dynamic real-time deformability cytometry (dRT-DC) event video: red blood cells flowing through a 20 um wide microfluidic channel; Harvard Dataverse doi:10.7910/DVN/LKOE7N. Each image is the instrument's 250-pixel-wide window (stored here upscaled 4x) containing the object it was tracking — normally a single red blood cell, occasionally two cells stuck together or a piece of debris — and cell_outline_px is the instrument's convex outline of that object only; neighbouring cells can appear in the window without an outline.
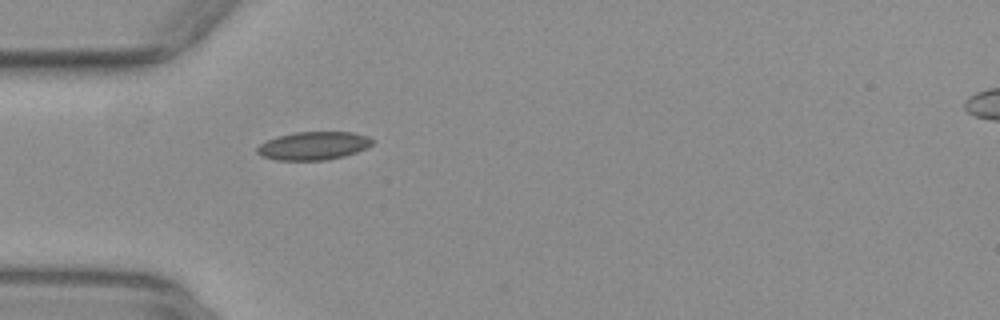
{"species": "common noctule bat (a hibernating species)", "species_latin": "Nyctalus noctula", "temperature_condition": "warm", "stored_images_in_passage": 31, "camera_frame_rate_fps": 3000, "um_per_image_px": 0.085, "animal": {"sex": "female", "body_mass_g": 29.2, "forearm_length_mm": 56.3}, "frame": {"image": 1, "passage_image": 1, "time_ms": 0.0, "image_size_px": [1000, 320], "cell_outline_px": [[376, 140], [368, 148], [344, 156], [324, 160], [276, 160], [260, 156], [256, 152], [256, 148], [260, 144], [276, 136], [296, 132], [352, 132], [368, 136]], "centroid_in_image_um": [26.65, 12.39], "position_along_channel_um": 58.3, "area_um2": 19.07}}
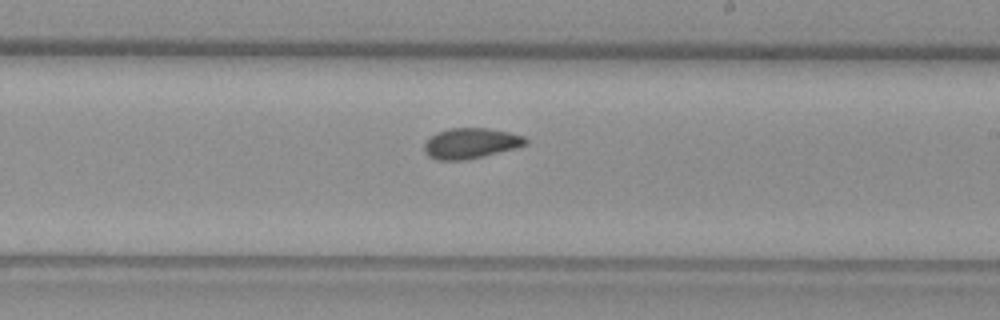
{"frame": {"image": 2, "passage_image": 16, "time_ms": 5.0, "image_size_px": [1000, 320], "cell_outline_px": [[528, 144], [484, 156], [464, 160], [436, 160], [428, 156], [424, 152], [424, 144], [436, 132], [452, 128], [488, 128], [508, 132], [524, 136], [528, 140]], "centroid_in_image_um": [40.0, 12.18], "position_along_channel_um": 249.0, "area_um2": 17.92}}
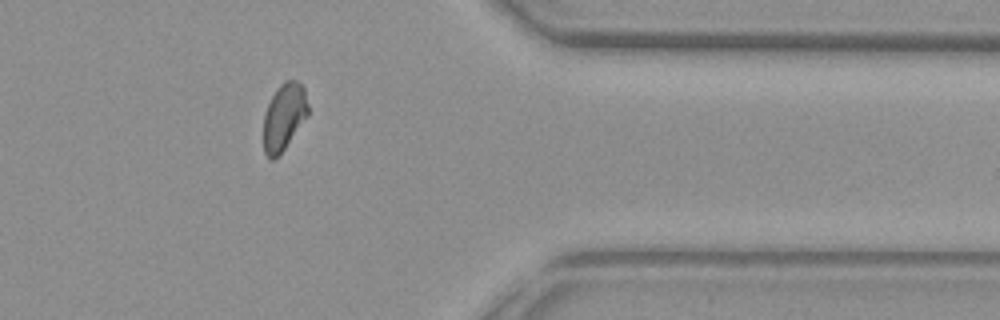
{"frame": {"image": 3, "passage_image": 28, "time_ms": 9.0, "image_size_px": [1000, 320], "cell_outline_px": [[308, 116], [284, 148], [272, 160], [264, 152], [264, 116], [268, 104], [276, 88], [280, 84], [288, 80], [296, 80], [304, 88], [308, 104]], "centroid_in_image_um": [24.15, 9.89], "position_along_channel_um": 387.3, "area_um2": 17.05}, "authors_computed_cell_mechanics": {"area_um2": 18.0914, "velocity_mm_per_s": 3.8912, "shape_relaxation_time_tau1_ms": null, "shape_relaxation_time_tau2_ms": 2.2253, "deformation_change_tau1": null, "deformation_change_tau2": 0.0606}}